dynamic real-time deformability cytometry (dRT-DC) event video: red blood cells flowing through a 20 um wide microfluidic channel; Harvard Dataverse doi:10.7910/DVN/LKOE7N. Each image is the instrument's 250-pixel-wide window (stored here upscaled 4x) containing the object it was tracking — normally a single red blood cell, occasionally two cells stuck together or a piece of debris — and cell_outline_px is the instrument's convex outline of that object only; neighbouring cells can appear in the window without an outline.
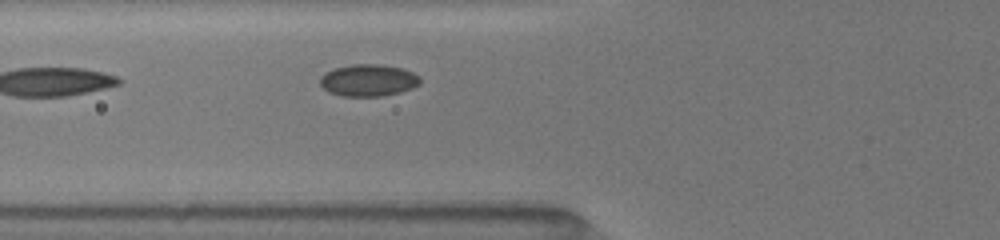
{"species": "common noctule bat (a hibernating species)", "species_latin": "Nyctalus noctula", "temperature_condition": "room temperature", "stored_images_in_passage": 3, "camera_frame_rate_fps": 3000, "um_per_image_px": 0.085, "animal": {"sex": "female", "body_mass_g": 19.5, "forearm_length_mm": 54.1}, "frame": {"image": 1, "passage_image": 3, "time_ms": 1.667, "image_size_px": [1000, 240], "cell_outline_px": [[420, 84], [412, 88], [400, 92], [384, 96], [340, 96], [328, 92], [320, 84], [320, 76], [324, 72], [336, 68], [352, 64], [376, 64], [400, 68], [412, 72], [420, 80]], "centroid_in_image_um": [31.26, 6.83], "position_along_channel_um": 94.5, "area_um2": 18.55}}